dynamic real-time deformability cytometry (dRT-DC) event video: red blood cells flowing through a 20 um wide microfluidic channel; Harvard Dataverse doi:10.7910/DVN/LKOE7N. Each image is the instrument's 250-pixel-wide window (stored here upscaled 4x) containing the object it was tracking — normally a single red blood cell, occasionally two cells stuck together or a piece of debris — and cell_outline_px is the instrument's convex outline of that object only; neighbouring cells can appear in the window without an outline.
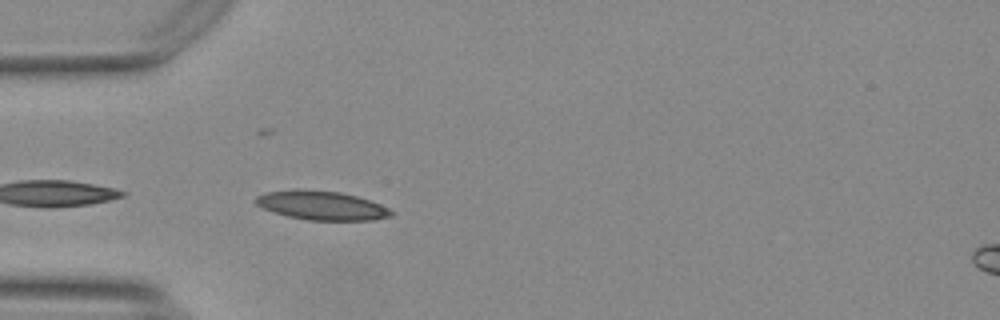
{"species": "Egyptian fruit bat (a non-hibernating species)", "species_latin": "Rousettus aegyptiacus", "temperature_condition": "warm", "stored_images_in_passage": 23, "camera_frame_rate_fps": 3000, "um_per_image_px": 0.085, "animal": {"sex": "female"}, "frame": {"image": 1, "passage_image": 2, "time_ms": 0.333, "image_size_px": [1000, 320], "cell_outline_px": [[392, 216], [372, 220], [308, 220], [288, 216], [264, 208], [256, 204], [252, 200], [256, 196], [268, 192], [292, 188], [296, 188], [340, 192], [372, 200], [388, 208], [392, 212]], "centroid_in_image_um": [27.32, 17.44], "position_along_channel_um": 57.7, "area_um2": 22.95}}
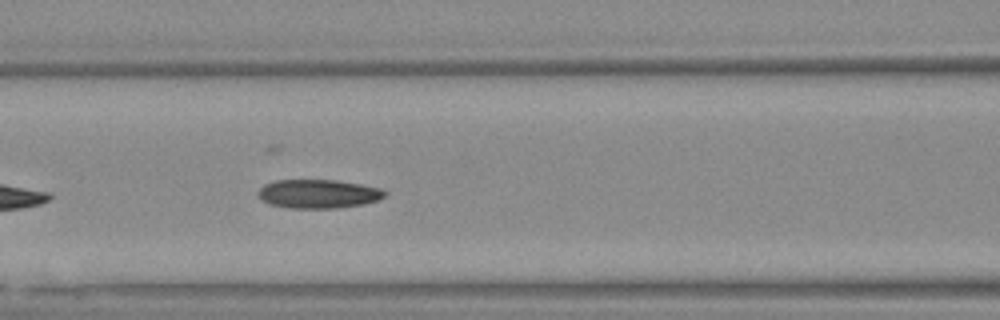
{"frame": {"image": 2, "passage_image": 9, "time_ms": 2.667, "image_size_px": [1000, 320], "cell_outline_px": [[388, 192], [380, 200], [364, 204], [336, 208], [292, 208], [268, 204], [260, 200], [256, 192], [264, 184], [276, 180], [336, 180], [360, 184], [380, 188]], "centroid_in_image_um": [27.04, 16.48], "position_along_channel_um": 139.6, "area_um2": 21.44}}
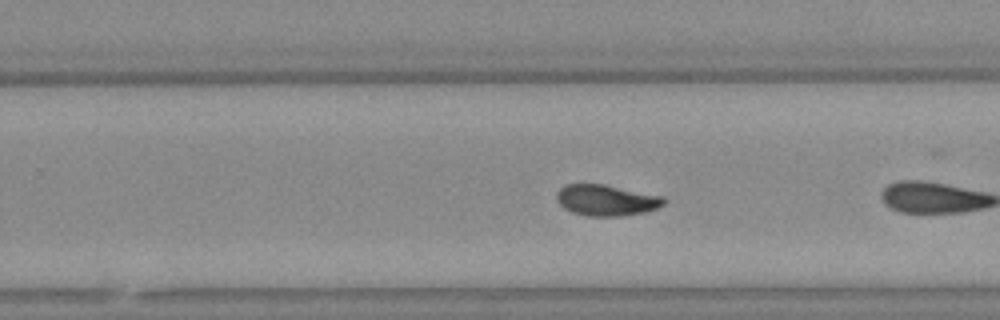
{"frame": {"image": 3, "passage_image": 18, "time_ms": 5.667, "image_size_px": [1000, 320], "cell_outline_px": [[664, 204], [656, 208], [644, 212], [620, 216], [588, 216], [572, 212], [564, 208], [556, 200], [556, 192], [564, 184], [604, 184], [664, 196]], "centroid_in_image_um": [51.51, 17.01], "position_along_channel_um": 278.3, "area_um2": 19.42}}